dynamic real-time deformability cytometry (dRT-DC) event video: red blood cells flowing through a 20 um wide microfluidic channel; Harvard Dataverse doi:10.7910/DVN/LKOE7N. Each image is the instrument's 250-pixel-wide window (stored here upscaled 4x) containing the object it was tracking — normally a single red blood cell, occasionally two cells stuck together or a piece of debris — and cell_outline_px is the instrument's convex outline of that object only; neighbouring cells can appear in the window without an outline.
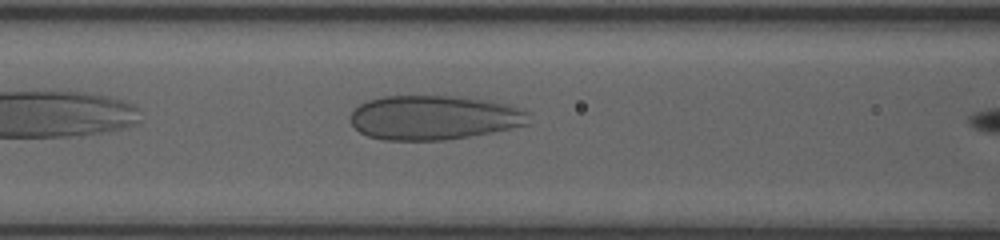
{"species": "human", "species_latin": "Homo sapiens", "temperature_condition": "room temperature", "stored_images_in_passage": 27, "camera_frame_rate_fps": 3000, "um_per_image_px": 0.085, "donor": {"sex": "female"}, "frame": {"image": 1, "passage_image": 6, "time_ms": 1.667, "image_size_px": [1000, 240], "cell_outline_px": [[528, 124], [468, 136], [444, 140], [384, 140], [368, 136], [360, 132], [352, 124], [352, 112], [360, 104], [368, 100], [384, 96], [452, 96], [480, 100], [504, 104], [524, 112]], "centroid_in_image_um": [36.76, 10.0], "position_along_channel_um": 129.8, "area_um2": 44.91}}
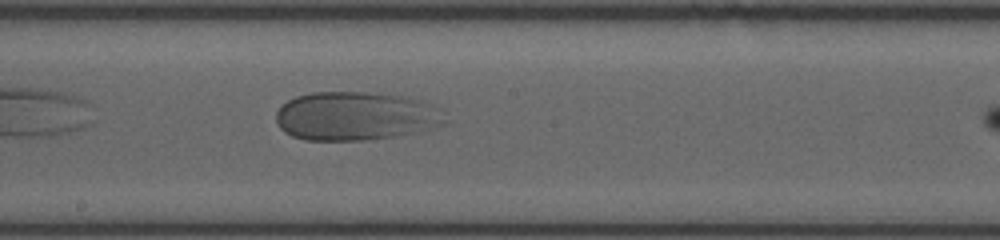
{"frame": {"image": 2, "passage_image": 13, "time_ms": 4.0, "image_size_px": [1000, 240], "cell_outline_px": [[440, 124], [428, 128], [392, 136], [364, 140], [304, 140], [292, 136], [284, 132], [280, 128], [276, 120], [276, 112], [288, 100], [296, 96], [312, 92], [364, 92], [404, 96], [428, 104]], "centroid_in_image_um": [29.98, 9.86], "position_along_channel_um": 218.2, "area_um2": 46.24}}
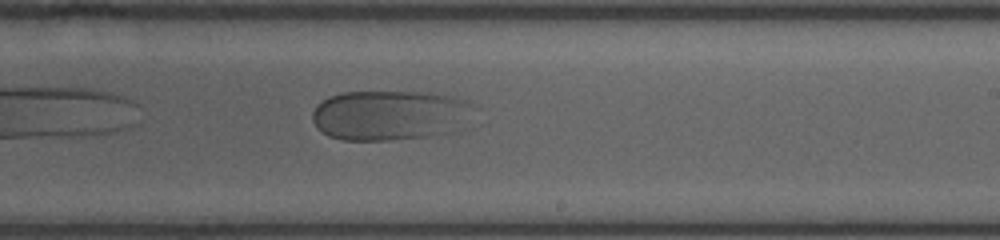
{"frame": {"image": 3, "passage_image": 16, "time_ms": 5.0, "image_size_px": [1000, 240], "cell_outline_px": [[468, 104], [424, 136], [388, 140], [340, 140], [328, 136], [316, 128], [312, 120], [312, 112], [316, 104], [332, 96], [344, 92], [416, 92], [444, 96], [464, 100]], "centroid_in_image_um": [32.55, 9.76], "position_along_channel_um": 256.4, "area_um2": 42.77}}